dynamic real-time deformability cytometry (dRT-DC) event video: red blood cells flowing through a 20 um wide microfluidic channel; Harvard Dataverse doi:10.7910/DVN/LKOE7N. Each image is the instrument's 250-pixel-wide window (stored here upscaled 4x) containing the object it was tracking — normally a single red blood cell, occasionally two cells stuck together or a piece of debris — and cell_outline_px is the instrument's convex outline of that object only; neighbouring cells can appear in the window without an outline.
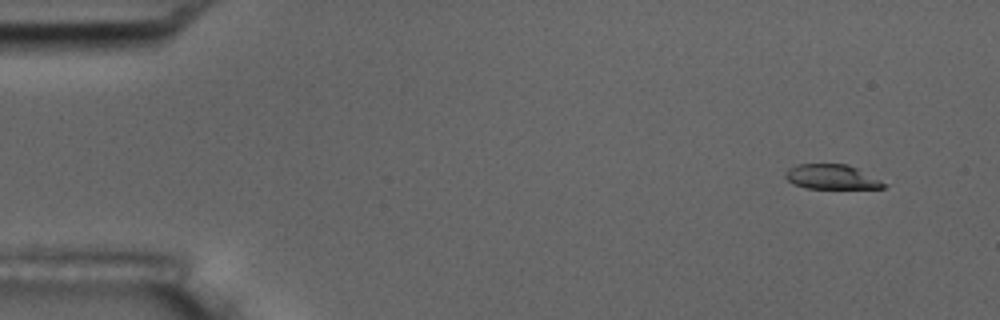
{"species": "common noctule bat (a hibernating species)", "species_latin": "Nyctalus noctula", "temperature_condition": "room temperature", "stored_images_in_passage": 6, "camera_frame_rate_fps": 3000, "um_per_image_px": 0.085, "animal": {"sex": "male", "body_mass_g": 17.5, "forearm_length_mm": 52.3}, "frame": {"image": 1, "passage_image": 2, "time_ms": 1.333, "image_size_px": [1000, 320], "cell_outline_px": [[888, 184], [884, 188], [804, 188], [792, 184], [784, 176], [784, 172], [788, 168], [796, 164], [848, 164]], "centroid_in_image_um": [70.63, 15.03], "position_along_channel_um": 14.4, "area_um2": 14.16}}
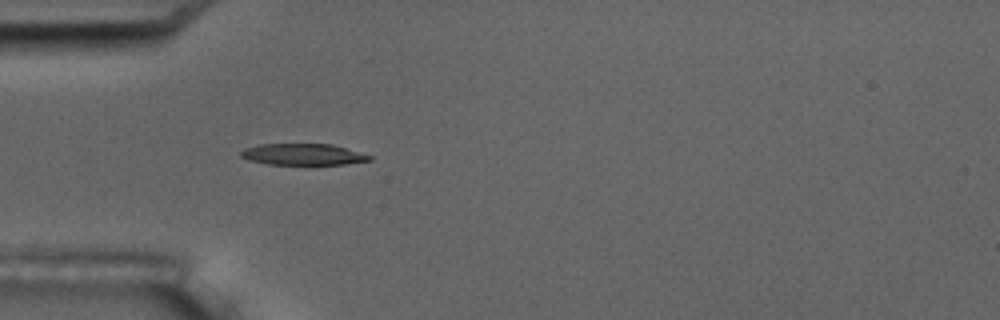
{"frame": {"image": 2, "passage_image": 6, "time_ms": 5.667, "image_size_px": [1000, 320], "cell_outline_px": [[372, 160], [344, 164], [268, 164], [248, 160], [240, 156], [240, 152], [244, 148], [260, 144], [332, 144], [372, 156]], "centroid_in_image_um": [25.72, 13.12], "position_along_channel_um": 59.3, "area_um2": 15.9}}